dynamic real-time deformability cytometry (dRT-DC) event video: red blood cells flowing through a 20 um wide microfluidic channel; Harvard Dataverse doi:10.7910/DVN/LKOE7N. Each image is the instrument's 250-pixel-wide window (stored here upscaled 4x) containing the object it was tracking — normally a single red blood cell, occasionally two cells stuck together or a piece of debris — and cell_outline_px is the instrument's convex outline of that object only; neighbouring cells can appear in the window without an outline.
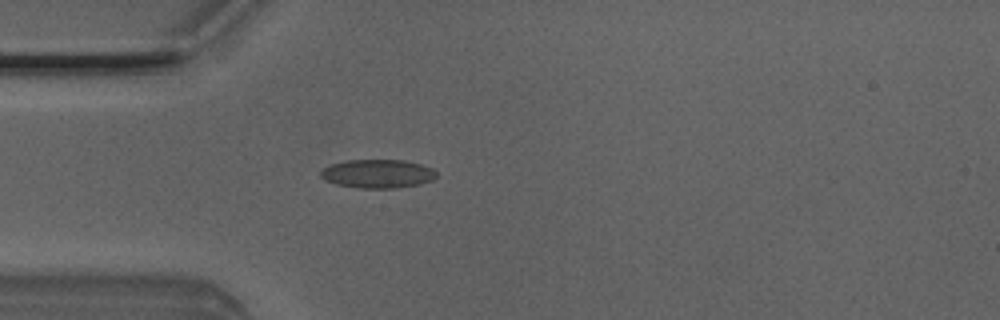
{"species": "Egyptian fruit bat (a non-hibernating species)", "species_latin": "Rousettus aegyptiacus", "temperature_condition": "room temperature", "stored_images_in_passage": 4, "camera_frame_rate_fps": 3000, "um_per_image_px": 0.085, "animal": {"sex": "male"}, "frame": {"image": 1, "passage_image": 4, "time_ms": 1.0, "image_size_px": [1000, 320], "cell_outline_px": [[436, 176], [432, 180], [420, 184], [396, 188], [356, 188], [336, 184], [324, 180], [320, 176], [320, 172], [324, 168], [332, 164], [348, 160], [404, 160], [420, 164], [432, 168], [436, 172]], "centroid_in_image_um": [32.09, 14.77], "position_along_channel_um": 52.9, "area_um2": 19.31}}